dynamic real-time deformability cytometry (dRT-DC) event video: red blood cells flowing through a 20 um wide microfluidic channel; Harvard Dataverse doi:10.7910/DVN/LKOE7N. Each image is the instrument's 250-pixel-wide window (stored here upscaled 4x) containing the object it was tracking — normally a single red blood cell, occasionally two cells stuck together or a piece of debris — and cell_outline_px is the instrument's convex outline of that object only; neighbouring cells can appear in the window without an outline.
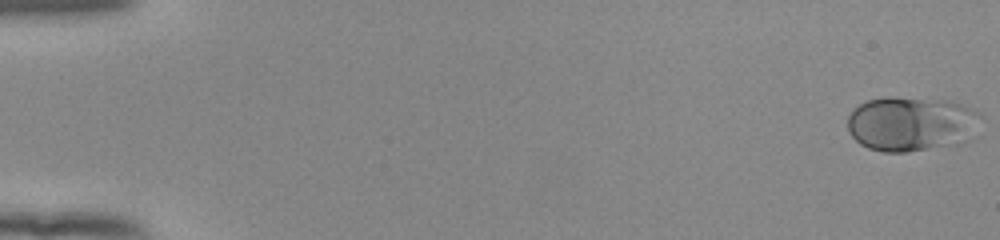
{"species": "human", "species_latin": "Homo sapiens", "temperature_condition": "room temperature", "stored_images_in_passage": 54, "camera_frame_rate_fps": 3000, "um_per_image_px": 0.085, "donor": {"sex": "female"}, "frame": {"image": 1, "passage_image": 1, "time_ms": 0.0, "image_size_px": [1000, 240], "cell_outline_px": [[980, 116], [972, 140], [964, 144], [908, 152], [884, 152], [868, 148], [860, 144], [852, 136], [848, 128], [848, 116], [852, 108], [868, 100], [884, 96], [892, 96], [944, 100], [964, 104], [976, 112]], "centroid_in_image_um": [77.47, 10.53], "position_along_channel_um": 7.5, "area_um2": 43.18}}
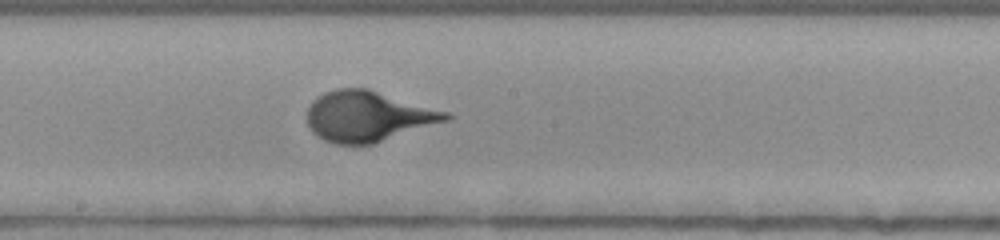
{"frame": {"image": 2, "passage_image": 31, "time_ms": 10.0, "image_size_px": [1000, 240], "cell_outline_px": [[456, 116], [452, 120], [372, 144], [336, 144], [324, 140], [312, 132], [308, 124], [308, 108], [312, 100], [316, 96], [324, 92], [336, 88], [368, 88], [448, 112]], "centroid_in_image_um": [31.31, 9.88], "position_along_channel_um": 216.9, "area_um2": 41.15}}
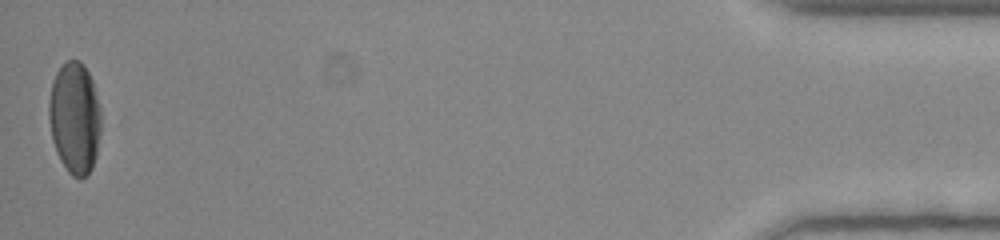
{"frame": {"image": 3, "passage_image": 54, "time_ms": 17.667, "image_size_px": [1000, 240], "cell_outline_px": [[100, 132], [96, 156], [92, 168], [88, 176], [80, 180], [72, 176], [68, 172], [60, 160], [56, 152], [52, 140], [48, 116], [48, 104], [52, 80], [56, 72], [64, 60], [80, 60], [84, 64], [92, 80], [100, 108]], "centroid_in_image_um": [6.33, 10.03], "position_along_channel_um": 428.9, "area_um2": 34.45}}